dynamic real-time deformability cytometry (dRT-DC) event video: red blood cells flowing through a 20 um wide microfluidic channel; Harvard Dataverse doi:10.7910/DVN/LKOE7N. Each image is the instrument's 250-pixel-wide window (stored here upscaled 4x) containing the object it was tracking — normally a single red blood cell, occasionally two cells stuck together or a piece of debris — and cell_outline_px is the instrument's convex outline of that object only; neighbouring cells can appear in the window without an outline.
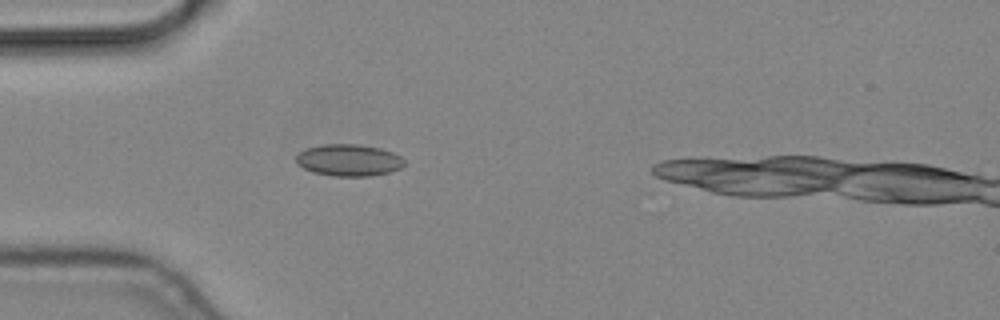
{"species": "common noctule bat (a hibernating species)", "species_latin": "Nyctalus noctula", "temperature_condition": "cold", "stored_images_in_passage": 4, "camera_frame_rate_fps": 3000, "um_per_image_px": 0.085, "animal": {"sex": "male", "body_mass_g": 19.2, "forearm_length_mm": 51.8}, "frame": {"image": 1, "passage_image": 4, "time_ms": 1.0, "image_size_px": [1000, 320], "cell_outline_px": [[404, 164], [400, 168], [388, 172], [368, 176], [336, 176], [312, 172], [304, 168], [296, 160], [296, 156], [300, 152], [308, 148], [324, 144], [356, 144], [380, 148], [392, 152], [400, 156], [404, 160]], "centroid_in_image_um": [29.65, 13.61], "position_along_channel_um": 55.3, "area_um2": 19.77}}